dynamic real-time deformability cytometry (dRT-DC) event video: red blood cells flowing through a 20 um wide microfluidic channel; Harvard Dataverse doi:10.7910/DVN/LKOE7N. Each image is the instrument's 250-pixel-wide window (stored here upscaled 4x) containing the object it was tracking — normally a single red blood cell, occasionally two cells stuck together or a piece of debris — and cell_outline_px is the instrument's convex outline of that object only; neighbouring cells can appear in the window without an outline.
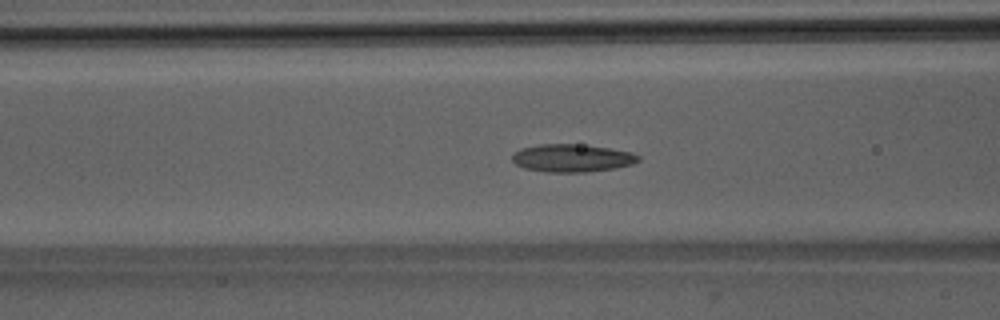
{"species": "Egyptian fruit bat (a non-hibernating species)", "species_latin": "Rousettus aegyptiacus", "temperature_condition": "room temperature", "stored_images_in_passage": 45, "camera_frame_rate_fps": 3000, "um_per_image_px": 0.085, "animal": {"sex": "male"}, "frame": {"image": 1, "passage_image": 13, "time_ms": 4.0, "image_size_px": [1000, 320], "cell_outline_px": [[640, 160], [632, 164], [616, 168], [588, 172], [544, 172], [524, 168], [516, 164], [512, 160], [512, 156], [520, 148], [540, 144], [576, 144], [608, 148], [632, 152], [640, 156]], "centroid_in_image_um": [48.63, 13.44], "position_along_channel_um": 118.0, "area_um2": 20.46}}
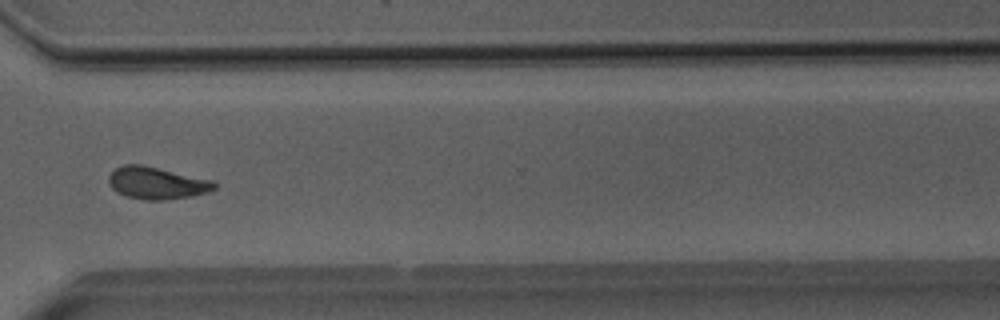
{"frame": {"image": 2, "passage_image": 31, "time_ms": 10.0, "image_size_px": [1000, 320], "cell_outline_px": [[216, 188], [208, 192], [192, 196], [164, 200], [144, 200], [124, 196], [116, 192], [112, 188], [108, 180], [108, 176], [116, 168], [124, 164], [144, 164], [212, 180], [216, 184]], "centroid_in_image_um": [13.31, 15.55], "position_along_channel_um": 357.3, "area_um2": 20.0}}
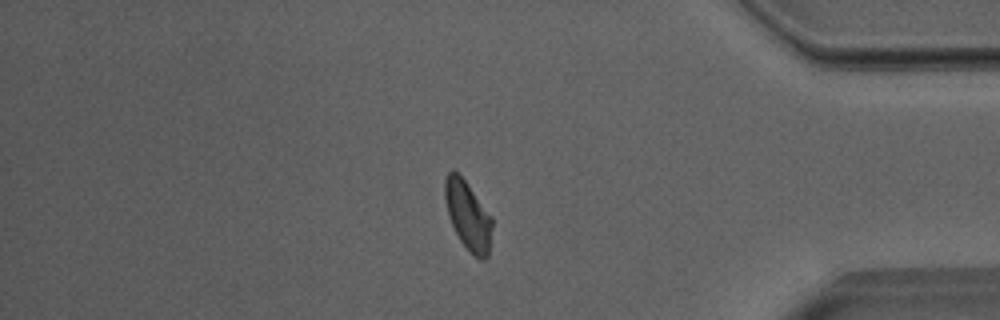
{"frame": {"image": 3, "passage_image": 36, "time_ms": 11.667, "image_size_px": [1000, 320], "cell_outline_px": [[492, 228], [488, 256], [484, 260], [480, 260], [460, 240], [448, 216], [444, 196], [444, 180], [448, 172], [452, 168], [464, 180], [492, 216]], "centroid_in_image_um": [39.77, 18.3], "position_along_channel_um": 395.4, "area_um2": 18.67}, "authors_computed_cell_mechanics": {"area_um2": 19.2474, "velocity_mm_per_s": 3.9832, "shape_relaxation_time_tau1_ms": 7.082, "shape_relaxation_time_tau2_ms": 1.8722, "deformation_change_tau1": 0.1954, "deformation_change_tau2": 0.0832}}